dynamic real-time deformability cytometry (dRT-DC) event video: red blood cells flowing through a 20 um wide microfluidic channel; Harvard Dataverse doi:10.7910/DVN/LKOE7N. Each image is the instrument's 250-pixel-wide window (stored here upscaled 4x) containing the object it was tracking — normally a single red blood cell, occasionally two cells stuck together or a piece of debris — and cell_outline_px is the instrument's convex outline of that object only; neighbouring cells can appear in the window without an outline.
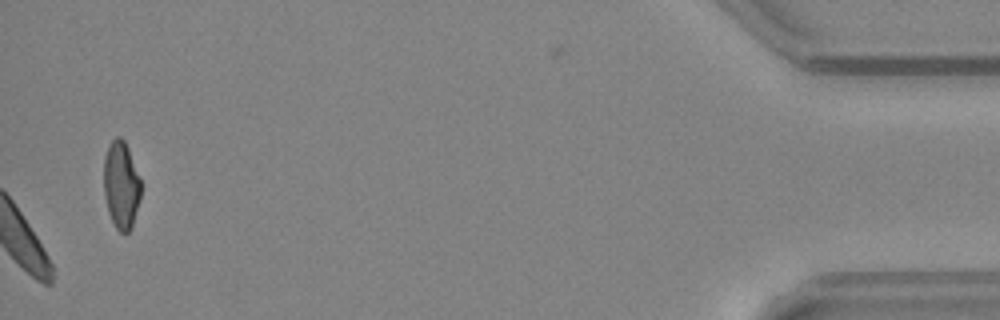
{"species": "common noctule bat (a hibernating species)", "species_latin": "Nyctalus noctula", "temperature_condition": "warm", "stored_images_in_passage": 51, "camera_frame_rate_fps": 3000, "um_per_image_px": 0.085, "animal": {"sex": "female", "body_mass_g": 24.6, "forearm_length_mm": 56.2}, "frame": {"image": 1, "passage_image": 51, "time_ms": 16.667, "image_size_px": [1000, 320], "cell_outline_px": [[140, 200], [132, 228], [128, 232], [120, 232], [116, 228], [108, 212], [104, 196], [104, 156], [108, 144], [116, 136], [120, 136], [124, 140], [128, 148], [140, 180]], "centroid_in_image_um": [10.28, 15.72], "position_along_channel_um": 424.9, "area_um2": 18.96}, "authors_computed_cell_mechanics": {"area_um2": 22.1374, "velocity_mm_per_s": 3.9765, "shape_relaxation_time_tau1_ms": 1.4776, "shape_relaxation_time_tau2_ms": null, "deformation_change_tau1": 0.0734, "deformation_change_tau2": null}}